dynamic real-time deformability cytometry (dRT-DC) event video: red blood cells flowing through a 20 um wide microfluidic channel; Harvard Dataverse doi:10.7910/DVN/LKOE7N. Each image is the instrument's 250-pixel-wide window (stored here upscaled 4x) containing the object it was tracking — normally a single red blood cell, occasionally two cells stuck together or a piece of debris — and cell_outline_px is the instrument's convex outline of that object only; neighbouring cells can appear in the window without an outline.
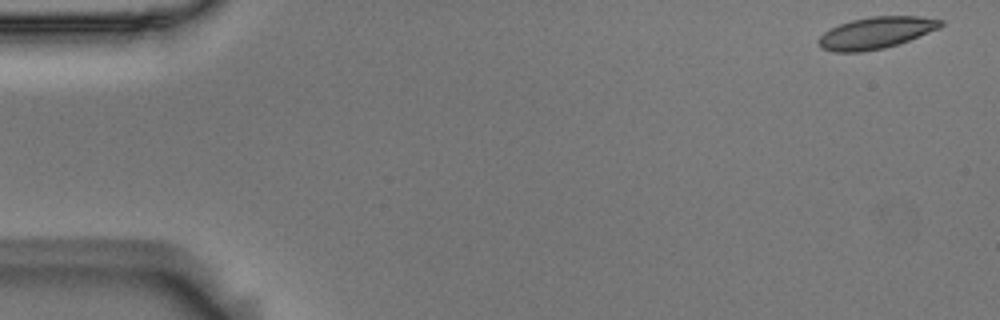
{"species": "Egyptian fruit bat (a non-hibernating species)", "species_latin": "Rousettus aegyptiacus", "temperature_condition": "room temperature", "stored_images_in_passage": 53, "camera_frame_rate_fps": 3000, "um_per_image_px": 0.085, "animal": {"sex": "male"}, "frame": {"image": 1, "passage_image": 1, "time_ms": 0.0, "image_size_px": [1000, 320], "cell_outline_px": [[944, 24], [940, 28], [908, 40], [884, 48], [860, 52], [832, 52], [820, 48], [816, 44], [816, 40], [824, 32], [840, 24], [852, 20], [872, 16], [916, 16], [944, 20]], "centroid_in_image_um": [74.42, 2.79], "position_along_channel_um": 10.6, "area_um2": 22.54}}
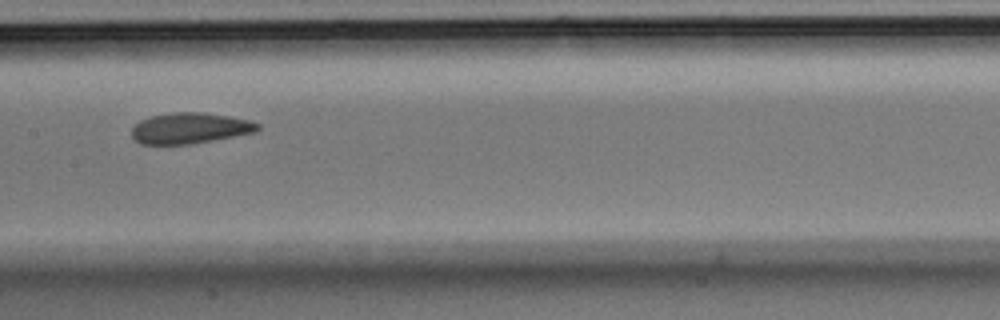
{"frame": {"image": 2, "passage_image": 26, "time_ms": 8.333, "image_size_px": [1000, 320], "cell_outline_px": [[260, 128], [256, 132], [212, 140], [188, 144], [140, 144], [132, 140], [132, 128], [140, 120], [152, 116], [172, 112], [204, 112], [228, 116], [248, 120], [260, 124]], "centroid_in_image_um": [16.12, 10.89], "position_along_channel_um": 191.3, "area_um2": 22.6}}
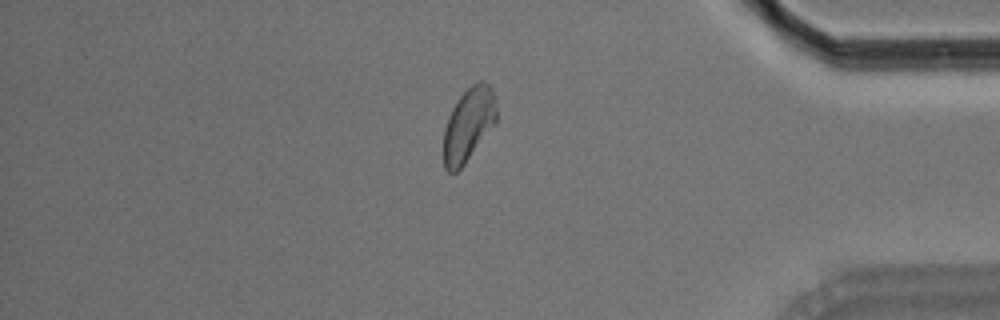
{"frame": {"image": 3, "passage_image": 45, "time_ms": 14.667, "image_size_px": [1000, 320], "cell_outline_px": [[496, 124], [464, 164], [456, 172], [448, 172], [444, 168], [444, 128], [448, 116], [456, 100], [472, 84], [480, 80], [484, 80], [492, 88], [496, 96]], "centroid_in_image_um": [39.84, 10.56], "position_along_channel_um": 395.4, "area_um2": 22.89}, "authors_computed_cell_mechanics": {"area_um2": 22.831, "velocity_mm_per_s": 3.6886, "shape_relaxation_time_tau1_ms": 6.139, "shape_relaxation_time_tau2_ms": 4.6556, "deformation_change_tau1": 0.1199, "deformation_change_tau2": 0.0905}}